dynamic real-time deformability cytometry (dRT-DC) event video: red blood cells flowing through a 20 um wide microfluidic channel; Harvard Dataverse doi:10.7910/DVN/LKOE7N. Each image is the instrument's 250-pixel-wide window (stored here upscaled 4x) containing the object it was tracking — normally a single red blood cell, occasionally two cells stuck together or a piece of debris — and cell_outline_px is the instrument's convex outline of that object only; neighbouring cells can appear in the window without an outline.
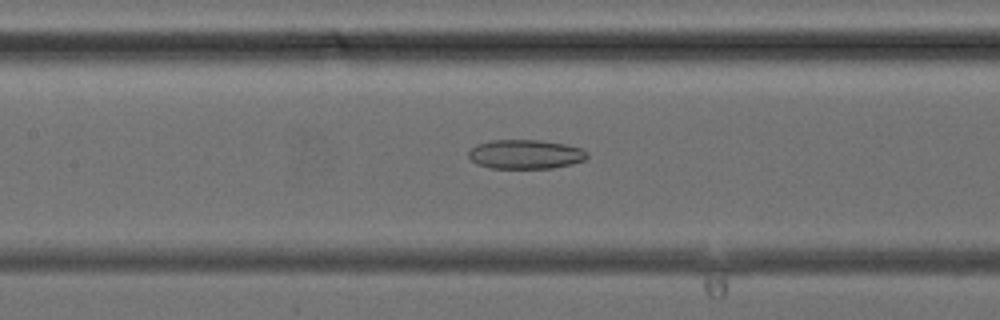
{"species": "common noctule bat (a hibernating species)", "species_latin": "Nyctalus noctula", "temperature_condition": "cold", "stored_images_in_passage": 41, "camera_frame_rate_fps": 3000, "um_per_image_px": 0.085, "animal": {"sex": "female", "body_mass_g": 24.6, "forearm_length_mm": 56.2}, "frame": {"image": 1, "passage_image": 19, "time_ms": 6.0, "image_size_px": [1000, 320], "cell_outline_px": [[588, 156], [584, 160], [572, 164], [552, 168], [488, 168], [476, 164], [468, 156], [468, 152], [476, 144], [492, 140], [540, 140], [564, 144], [580, 148], [588, 152]], "centroid_in_image_um": [44.65, 13.11], "position_along_channel_um": 162.8, "area_um2": 20.23}}
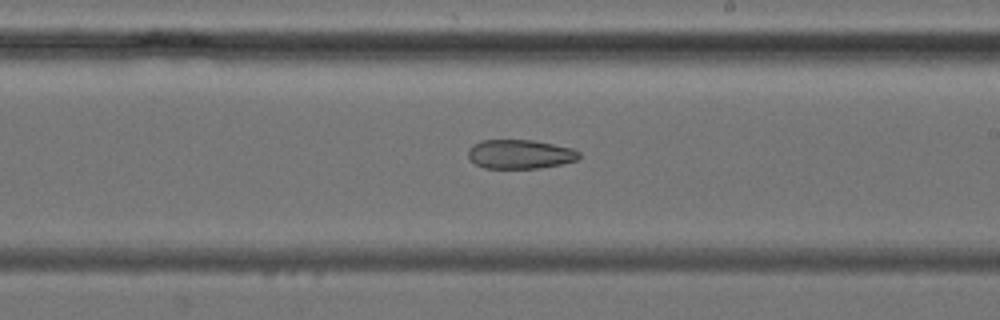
{"frame": {"image": 2, "passage_image": 24, "time_ms": 7.667, "image_size_px": [1000, 320], "cell_outline_px": [[580, 156], [576, 160], [560, 164], [540, 168], [484, 168], [476, 164], [468, 156], [468, 148], [472, 144], [480, 140], [532, 140], [572, 148], [580, 152]], "centroid_in_image_um": [44.17, 13.1], "position_along_channel_um": 244.8, "area_um2": 18.79}}
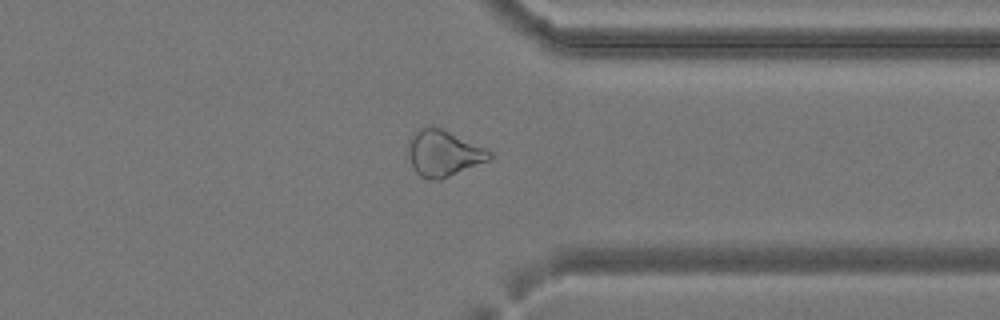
{"frame": {"image": 3, "passage_image": 32, "time_ms": 10.333, "image_size_px": [1000, 320], "cell_outline_px": [[492, 156], [488, 160], [440, 180], [428, 180], [420, 176], [412, 168], [408, 156], [408, 136], [412, 132], [420, 128], [440, 128], [488, 148], [492, 152]], "centroid_in_image_um": [37.66, 13.03], "position_along_channel_um": 373.7, "area_um2": 21.96}}